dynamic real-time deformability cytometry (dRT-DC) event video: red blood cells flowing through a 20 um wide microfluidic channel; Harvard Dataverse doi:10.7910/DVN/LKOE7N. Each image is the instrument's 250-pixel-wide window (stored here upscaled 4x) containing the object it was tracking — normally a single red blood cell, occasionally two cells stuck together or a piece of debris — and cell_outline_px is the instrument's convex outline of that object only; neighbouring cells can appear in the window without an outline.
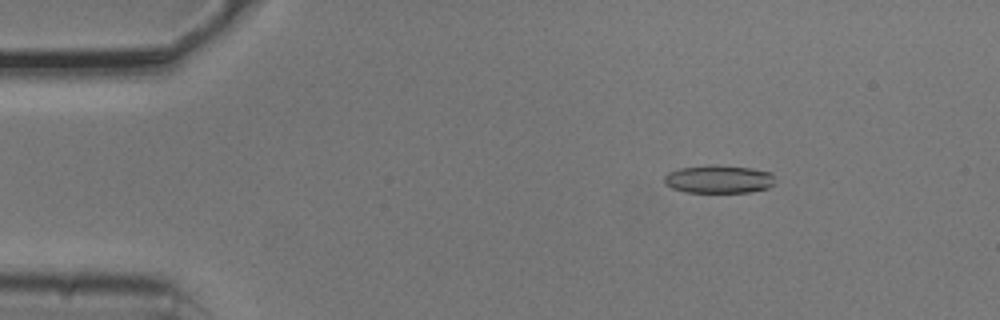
{"species": "common noctule bat (a hibernating species)", "species_latin": "Nyctalus noctula", "temperature_condition": "cold", "stored_images_in_passage": 54, "segment_of_instrument_passage": [1, 2], "camera_frame_rate_fps": 3000, "um_per_image_px": 0.085, "animal": {"sex": "male", "body_mass_g": 20.5, "forearm_length_mm": 52.5}, "frame": {"image": 1, "passage_image": 7, "time_ms": 2.0, "image_size_px": [1000, 320], "cell_outline_px": [[772, 184], [768, 188], [748, 192], [684, 192], [672, 188], [664, 184], [664, 176], [668, 172], [680, 168], [708, 164], [752, 168], [772, 172]], "centroid_in_image_um": [61.04, 15.22], "position_along_channel_um": 24.0, "area_um2": 18.15}}
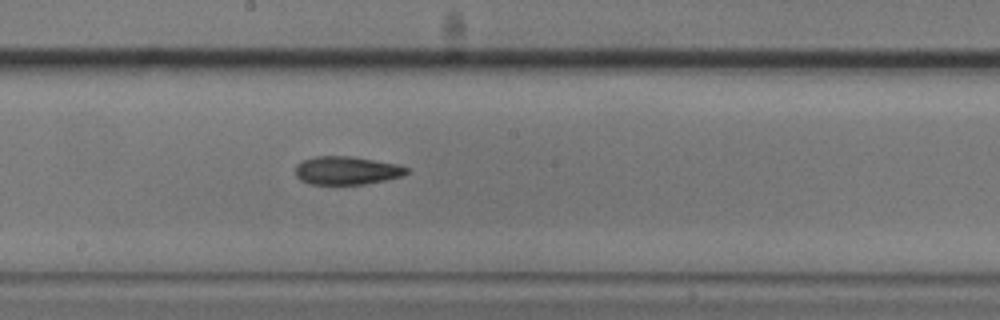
{"frame": {"image": 2, "passage_image": 28, "time_ms": 9.0, "image_size_px": [1000, 320], "cell_outline_px": [[408, 172], [404, 176], [364, 184], [308, 184], [300, 180], [296, 176], [296, 164], [304, 160], [316, 156], [352, 156], [400, 164], [408, 168]], "centroid_in_image_um": [29.49, 14.49], "position_along_channel_um": 218.7, "area_um2": 18.44}}
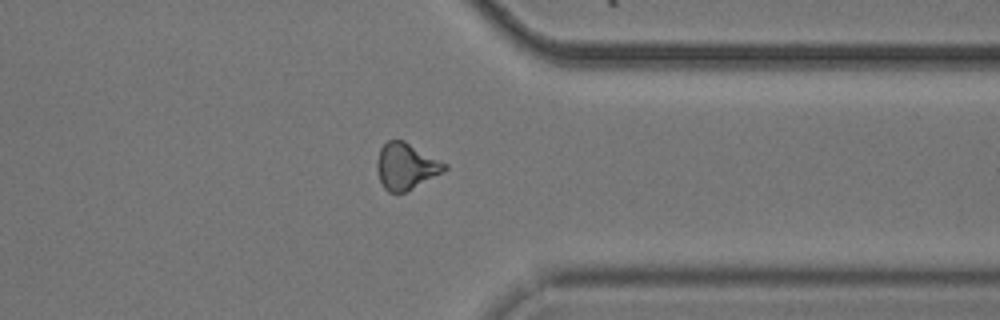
{"frame": {"image": 3, "passage_image": 41, "time_ms": 13.333, "image_size_px": [1000, 320], "cell_outline_px": [[448, 168], [444, 172], [404, 192], [388, 192], [384, 188], [380, 180], [376, 168], [376, 160], [380, 148], [388, 140], [404, 140], [448, 164]], "centroid_in_image_um": [34.51, 14.12], "position_along_channel_um": 376.9, "area_um2": 18.26}}